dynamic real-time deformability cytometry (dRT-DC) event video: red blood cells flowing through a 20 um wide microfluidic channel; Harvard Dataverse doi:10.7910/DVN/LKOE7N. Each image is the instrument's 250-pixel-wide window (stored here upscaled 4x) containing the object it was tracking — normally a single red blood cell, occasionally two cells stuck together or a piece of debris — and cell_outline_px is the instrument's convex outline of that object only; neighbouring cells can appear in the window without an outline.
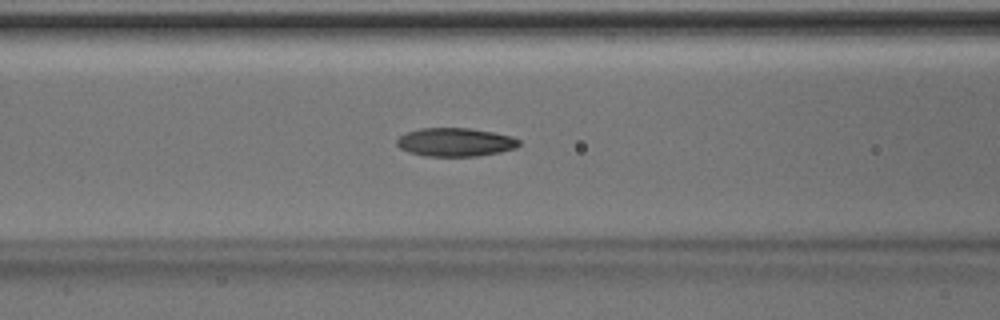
{"species": "Egyptian fruit bat (a non-hibernating species)", "species_latin": "Rousettus aegyptiacus", "temperature_condition": "room temperature", "stored_images_in_passage": 33, "camera_frame_rate_fps": 3000, "um_per_image_px": 0.085, "animal": {"sex": "male"}, "frame": {"image": 1, "passage_image": 5, "time_ms": 1.333, "image_size_px": [1000, 320], "cell_outline_px": [[520, 144], [516, 148], [500, 152], [476, 156], [424, 156], [408, 152], [400, 148], [396, 144], [396, 140], [400, 136], [408, 132], [420, 128], [468, 128], [492, 132], [512, 136], [520, 140]], "centroid_in_image_um": [38.7, 12.09], "position_along_channel_um": 127.9, "area_um2": 20.29}}
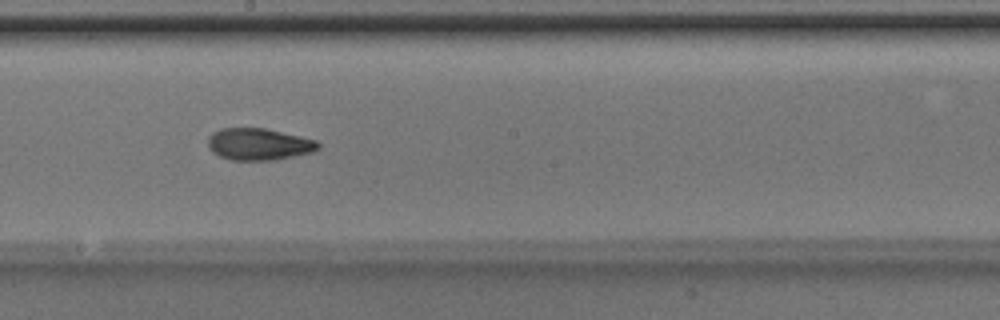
{"frame": {"image": 2, "passage_image": 12, "time_ms": 3.667, "image_size_px": [1000, 320], "cell_outline_px": [[320, 148], [312, 152], [272, 160], [232, 160], [220, 156], [212, 152], [208, 148], [208, 136], [212, 132], [220, 128], [264, 128], [300, 136], [316, 140], [320, 144]], "centroid_in_image_um": [21.97, 12.25], "position_along_channel_um": 226.2, "area_um2": 20.46}}
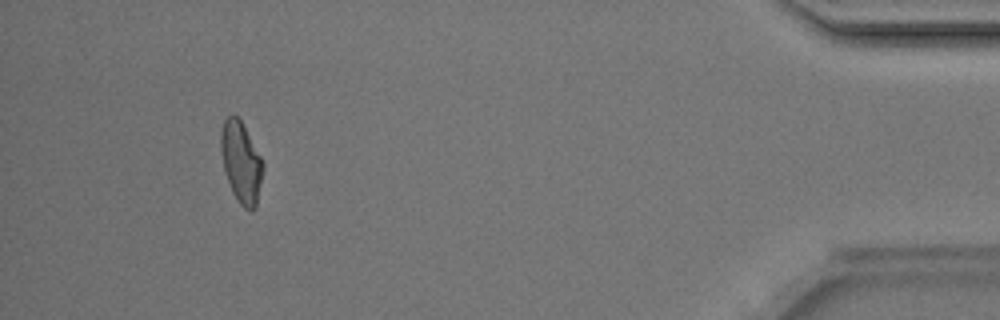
{"frame": {"image": 3, "passage_image": 30, "time_ms": 9.667, "image_size_px": [1000, 320], "cell_outline_px": [[264, 168], [256, 208], [252, 212], [244, 208], [240, 204], [232, 192], [224, 168], [220, 148], [220, 132], [224, 120], [228, 116], [236, 116], [240, 120], [264, 160]], "centroid_in_image_um": [20.52, 13.82], "position_along_channel_um": 414.7, "area_um2": 20.0}, "authors_computed_cell_mechanics": {"area_um2": 19.9988, "velocity_mm_per_s": 4.2145, "shape_relaxation_time_tau1_ms": 7.102, "shape_relaxation_time_tau2_ms": 1.9033, "deformation_change_tau1": 0.2041, "deformation_change_tau2": 0.084}}